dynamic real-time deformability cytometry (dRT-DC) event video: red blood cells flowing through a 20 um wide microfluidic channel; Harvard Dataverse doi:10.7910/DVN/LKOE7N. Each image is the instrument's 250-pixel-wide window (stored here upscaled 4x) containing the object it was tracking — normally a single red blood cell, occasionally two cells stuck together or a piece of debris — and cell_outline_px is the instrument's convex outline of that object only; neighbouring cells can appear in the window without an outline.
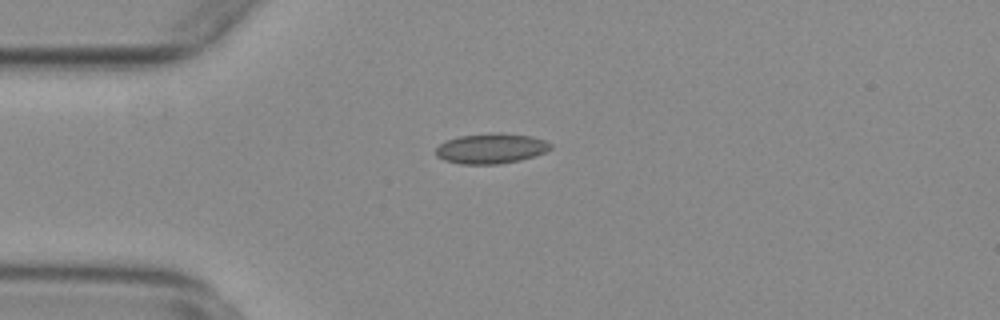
{"species": "common noctule bat (a hibernating species)", "species_latin": "Nyctalus noctula", "temperature_condition": "warm", "stored_images_in_passage": 45, "camera_frame_rate_fps": 3000, "um_per_image_px": 0.085, "animal": {"sex": "female", "body_mass_g": 29.2, "forearm_length_mm": 56.3}, "frame": {"image": 1, "passage_image": 4, "time_ms": 1.0, "image_size_px": [1000, 320], "cell_outline_px": [[552, 148], [544, 152], [520, 160], [500, 164], [460, 164], [444, 160], [436, 156], [436, 148], [440, 144], [448, 140], [460, 136], [532, 136], [544, 140], [552, 144]], "centroid_in_image_um": [41.72, 12.68], "position_along_channel_um": 43.3, "area_um2": 19.07}}
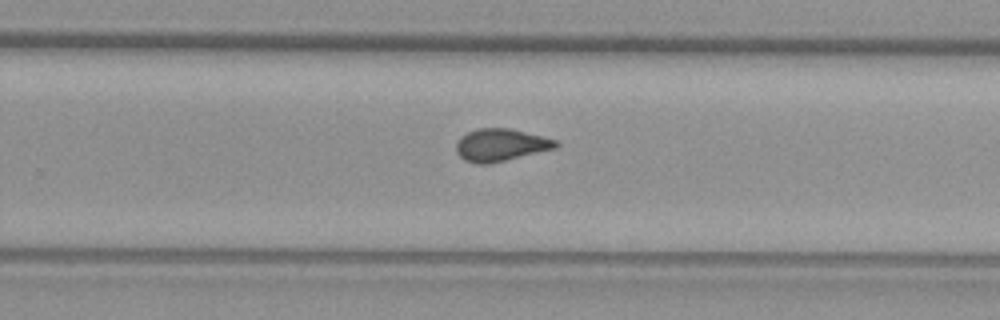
{"frame": {"image": 2, "passage_image": 25, "time_ms": 8.0, "image_size_px": [1000, 320], "cell_outline_px": [[560, 144], [556, 148], [492, 164], [476, 164], [464, 160], [456, 152], [456, 140], [460, 136], [476, 128], [508, 128], [556, 140]], "centroid_in_image_um": [42.52, 12.34], "position_along_channel_um": 287.3, "area_um2": 18.96}}
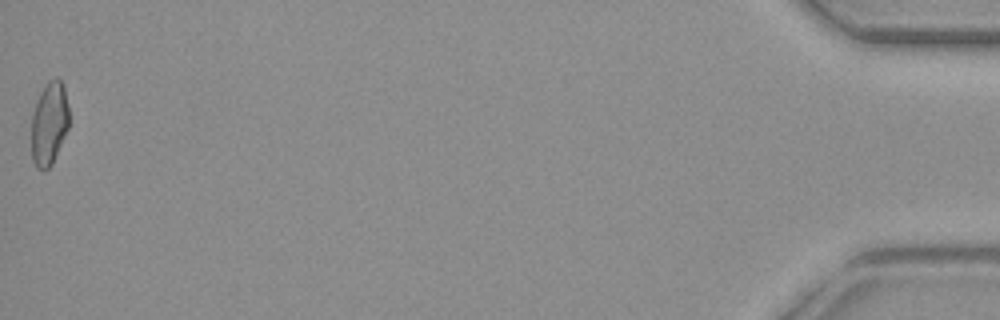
{"frame": {"image": 3, "passage_image": 45, "time_ms": 14.667, "image_size_px": [1000, 320], "cell_outline_px": [[68, 128], [52, 164], [44, 172], [36, 168], [32, 160], [32, 112], [36, 100], [40, 92], [48, 80], [56, 76], [64, 84], [68, 104]], "centroid_in_image_um": [4.17, 10.47], "position_along_channel_um": 431.0, "area_um2": 18.5}, "authors_computed_cell_mechanics": {"area_um2": 18.785, "velocity_mm_per_s": 3.7639, "shape_relaxation_time_tau1_ms": null, "shape_relaxation_time_tau2_ms": 1.3474, "deformation_change_tau1": null, "deformation_change_tau2": 0.0675}}